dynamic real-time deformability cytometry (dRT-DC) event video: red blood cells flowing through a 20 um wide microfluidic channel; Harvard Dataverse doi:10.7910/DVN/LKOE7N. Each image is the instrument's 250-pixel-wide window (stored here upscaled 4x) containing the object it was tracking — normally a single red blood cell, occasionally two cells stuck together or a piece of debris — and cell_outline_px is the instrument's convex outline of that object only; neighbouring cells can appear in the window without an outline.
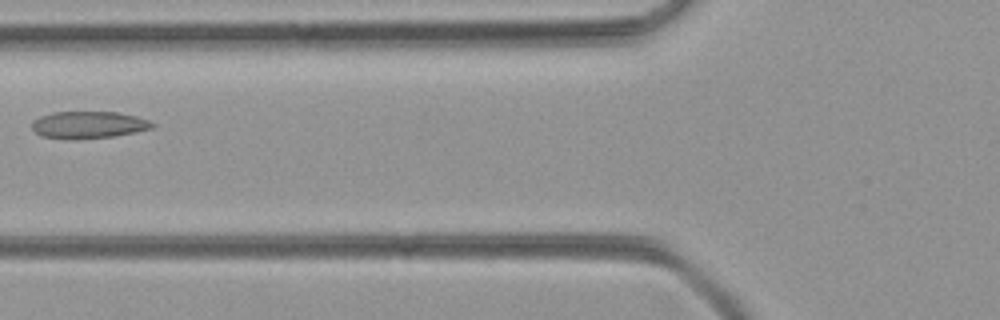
{"species": "common noctule bat (a hibernating species)", "species_latin": "Nyctalus noctula", "temperature_condition": "room temperature", "stored_images_in_passage": 2, "camera_frame_rate_fps": 3000, "um_per_image_px": 0.085, "animal": {"sex": "female", "body_mass_g": 21.9}, "frame": {"image": 1, "passage_image": 2, "time_ms": 0.333, "image_size_px": [1000, 320], "cell_outline_px": [[156, 124], [152, 128], [136, 132], [112, 136], [76, 140], [72, 140], [40, 136], [32, 128], [32, 120], [40, 116], [52, 112], [116, 112], [136, 116], [148, 120]], "centroid_in_image_um": [7.49, 10.62], "position_along_channel_um": 118.3, "area_um2": 19.13}}